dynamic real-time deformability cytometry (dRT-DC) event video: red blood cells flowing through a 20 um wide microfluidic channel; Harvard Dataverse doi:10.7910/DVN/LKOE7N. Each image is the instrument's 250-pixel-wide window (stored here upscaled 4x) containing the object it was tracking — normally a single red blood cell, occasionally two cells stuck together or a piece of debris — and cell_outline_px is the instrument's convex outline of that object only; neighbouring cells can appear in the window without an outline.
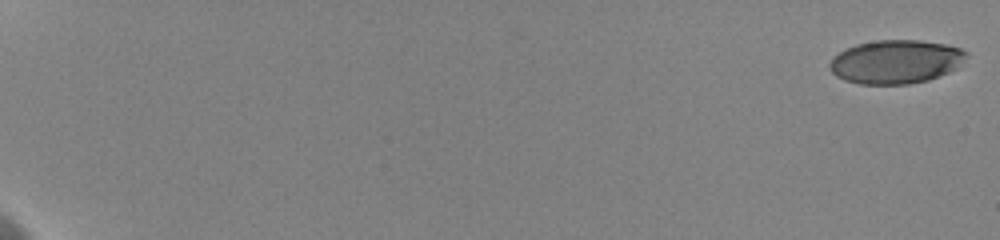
{"species": "human", "species_latin": "Homo sapiens", "temperature_condition": "cold", "stored_images_in_passage": 67, "camera_frame_rate_fps": 3000, "um_per_image_px": 0.085, "donor": {"sex": "female"}, "frame": {"image": 1, "passage_image": 1, "time_ms": 0.0, "image_size_px": [1000, 240], "cell_outline_px": [[968, 56], [956, 68], [948, 72], [928, 80], [908, 84], [860, 84], [844, 80], [836, 76], [832, 72], [828, 64], [832, 56], [856, 44], [876, 40], [920, 40], [944, 44], [960, 48], [968, 52]], "centroid_in_image_um": [76.13, 5.24], "position_along_channel_um": 8.9, "area_um2": 34.8}}
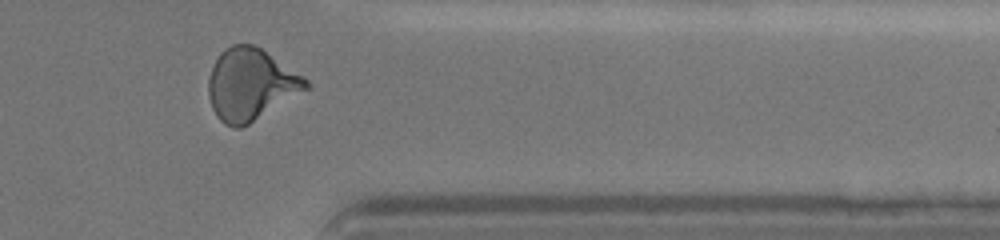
{"frame": {"image": 2, "passage_image": 57, "time_ms": 16.667, "image_size_px": [1000, 240], "cell_outline_px": [[308, 88], [248, 124], [240, 128], [232, 128], [224, 124], [216, 116], [212, 108], [208, 96], [208, 76], [220, 52], [224, 48], [232, 44], [252, 44], [260, 48], [308, 80]], "centroid_in_image_um": [21.24, 7.18], "position_along_channel_um": 390.2, "area_um2": 40.17}}
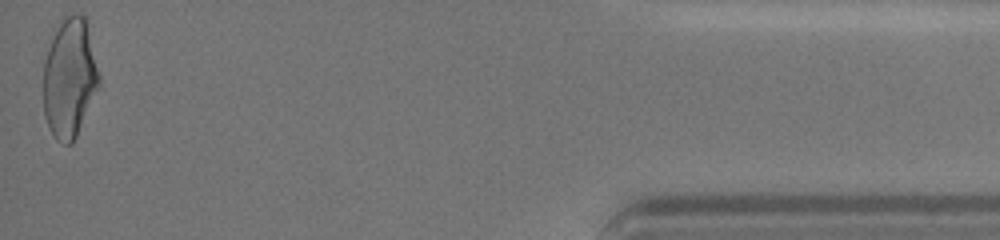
{"frame": {"image": 3, "passage_image": 67, "time_ms": 19.333, "image_size_px": [1000, 240], "cell_outline_px": [[100, 84], [76, 136], [72, 144], [64, 144], [56, 140], [48, 128], [44, 116], [44, 60], [48, 36], [52, 28], [72, 12], [76, 12], [84, 16], [88, 24], [100, 76]], "centroid_in_image_um": [5.89, 6.55], "position_along_channel_um": 429.3, "area_um2": 39.65}, "authors_computed_cell_mechanics": {"area_um2": 38.3214, "velocity_mm_per_s": 3.6359, "shape_relaxation_time_tau1_ms": 5.4181, "shape_relaxation_time_tau2_ms": 0.9671, "deformation_change_tau1": 0.1674, "deformation_change_tau2": 0.0643}}